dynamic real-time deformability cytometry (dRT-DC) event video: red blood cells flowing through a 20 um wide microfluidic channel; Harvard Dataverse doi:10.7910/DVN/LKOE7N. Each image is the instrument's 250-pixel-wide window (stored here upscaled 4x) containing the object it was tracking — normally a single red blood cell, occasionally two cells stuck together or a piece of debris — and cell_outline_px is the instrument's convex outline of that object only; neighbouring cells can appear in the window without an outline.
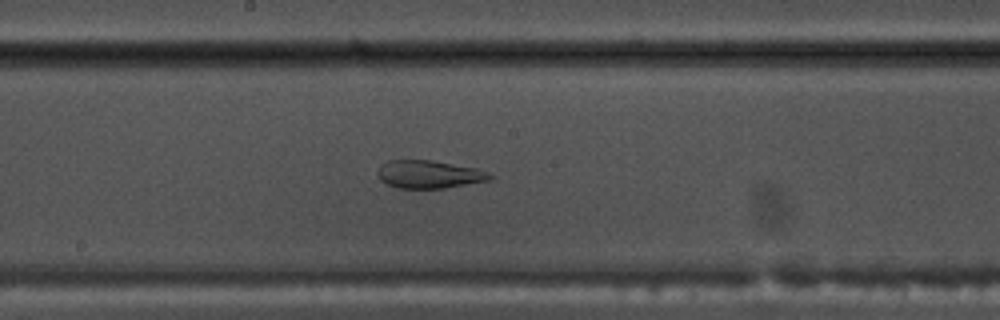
{"species": "common noctule bat (a hibernating species)", "species_latin": "Nyctalus noctula", "temperature_condition": "warm", "stored_images_in_passage": 55, "camera_frame_rate_fps": 3000, "um_per_image_px": 0.085, "animal": {"sex": "male", "body_mass_g": 17.5, "forearm_length_mm": 52.3}, "frame": {"image": 1, "passage_image": 29, "time_ms": 9.333, "image_size_px": [1000, 320], "cell_outline_px": [[492, 180], [444, 188], [396, 188], [380, 180], [380, 164], [388, 160], [432, 160], [476, 168], [492, 176]], "centroid_in_image_um": [36.47, 14.82], "position_along_channel_um": 211.7, "area_um2": 18.03}}
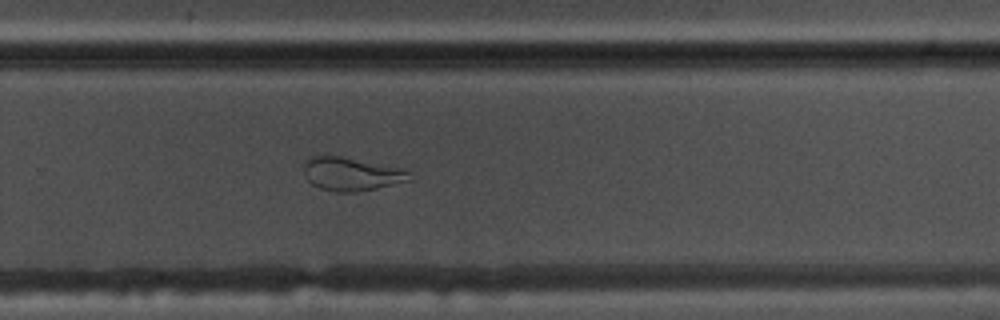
{"frame": {"image": 2, "passage_image": 36, "time_ms": 11.667, "image_size_px": [1000, 320], "cell_outline_px": [[412, 180], [376, 188], [356, 192], [336, 192], [320, 188], [312, 184], [308, 180], [304, 172], [304, 160], [312, 156], [340, 156], [408, 168]], "centroid_in_image_um": [29.92, 14.78], "position_along_channel_um": 299.9, "area_um2": 20.81}}
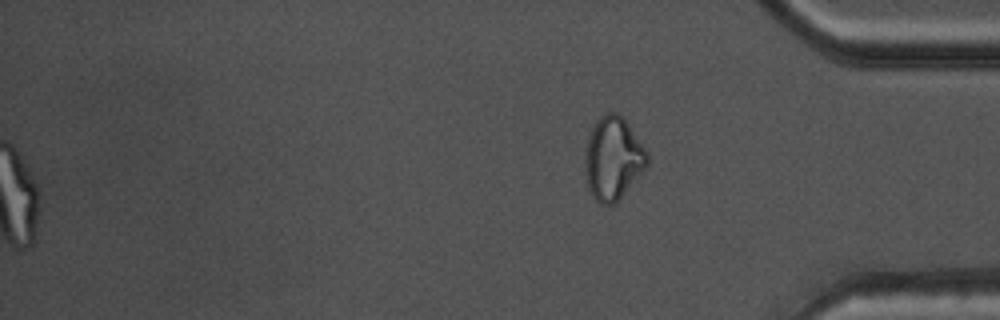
{"frame": {"image": 3, "passage_image": 55, "time_ms": 18.0, "image_size_px": [1000, 320], "cell_outline_px": [[648, 164], [620, 196], [612, 204], [600, 204], [592, 196], [588, 188], [584, 164], [584, 160], [588, 140], [592, 128], [596, 120], [604, 112], [616, 112], [628, 124], [648, 152]], "centroid_in_image_um": [52.08, 13.43], "position_along_channel_um": 383.1, "area_um2": 29.48}, "authors_computed_cell_mechanics": {"area_um2": 27.2238, "velocity_mm_per_s": 3.7851, "shape_relaxation_time_tau1_ms": null, "shape_relaxation_time_tau2_ms": 1.4246, "deformation_change_tau1": null, "deformation_change_tau2": 0.0949}}